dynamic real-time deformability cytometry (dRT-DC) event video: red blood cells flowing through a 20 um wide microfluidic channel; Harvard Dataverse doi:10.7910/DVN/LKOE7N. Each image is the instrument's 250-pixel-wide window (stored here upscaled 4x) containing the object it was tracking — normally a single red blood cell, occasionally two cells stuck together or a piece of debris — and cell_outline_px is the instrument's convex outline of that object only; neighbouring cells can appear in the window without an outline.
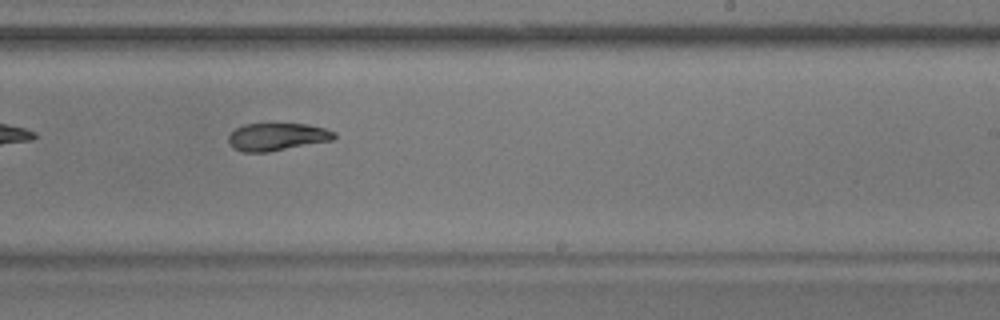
{"species": "common noctule bat (a hibernating species)", "species_latin": "Nyctalus noctula", "temperature_condition": "warm", "stored_images_in_passage": 44, "camera_frame_rate_fps": 3000, "um_per_image_px": 0.085, "animal": {"sex": "male", "body_mass_g": 17.9}, "frame": {"image": 1, "passage_image": 22, "time_ms": 7.0, "image_size_px": [1000, 320], "cell_outline_px": [[336, 136], [332, 140], [268, 152], [244, 152], [232, 148], [228, 144], [228, 136], [236, 128], [244, 124], [308, 124], [324, 128], [336, 132]], "centroid_in_image_um": [23.53, 11.63], "position_along_channel_um": 265.5, "area_um2": 16.99}, "authors_computed_cell_mechanics": {"area_um2": 18.3804, "velocity_mm_per_s": 3.5893, "shape_relaxation_time_tau1_ms": 3.9999, "shape_relaxation_time_tau2_ms": null, "deformation_change_tau1": 0.1402, "deformation_change_tau2": null}}